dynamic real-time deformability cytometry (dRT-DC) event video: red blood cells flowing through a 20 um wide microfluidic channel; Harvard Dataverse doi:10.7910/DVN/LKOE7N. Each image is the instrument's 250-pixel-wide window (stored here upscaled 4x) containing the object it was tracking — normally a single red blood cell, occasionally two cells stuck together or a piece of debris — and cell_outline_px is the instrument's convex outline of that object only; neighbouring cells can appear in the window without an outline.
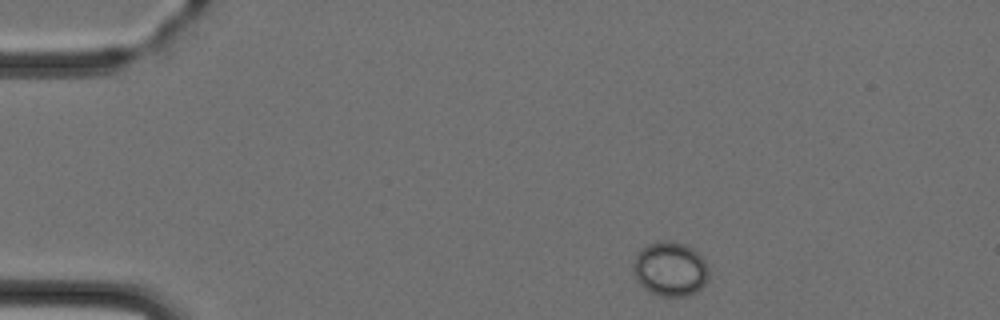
{"species": "Egyptian fruit bat (a non-hibernating species)", "species_latin": "Rousettus aegyptiacus", "temperature_condition": "cold", "stored_images_in_passage": 3, "camera_frame_rate_fps": 3000, "um_per_image_px": 0.085, "animal": {"sex": "female"}, "frame": {"image": 1, "passage_image": 1, "time_ms": 0.0, "image_size_px": [1000, 320], "cell_outline_px": [[708, 276], [704, 284], [696, 292], [688, 296], [660, 296], [644, 288], [636, 280], [636, 256], [640, 248], [648, 244], [684, 244], [692, 248], [704, 260], [708, 268]], "centroid_in_image_um": [57.0, 22.92], "position_along_channel_um": 28.0, "area_um2": 22.95}}
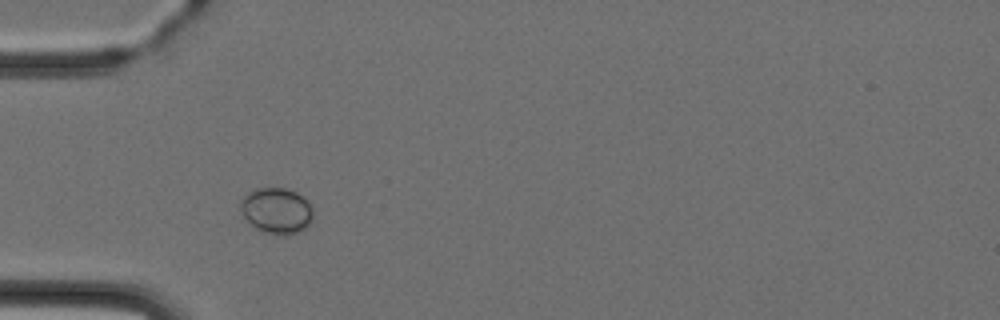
{"frame": {"image": 2, "passage_image": 3, "time_ms": 2.333, "image_size_px": [1000, 320], "cell_outline_px": [[312, 220], [308, 228], [300, 232], [260, 232], [248, 224], [240, 208], [240, 200], [252, 188], [284, 188], [296, 192], [312, 208]], "centroid_in_image_um": [23.46, 17.89], "position_along_channel_um": 61.5, "area_um2": 19.19}}